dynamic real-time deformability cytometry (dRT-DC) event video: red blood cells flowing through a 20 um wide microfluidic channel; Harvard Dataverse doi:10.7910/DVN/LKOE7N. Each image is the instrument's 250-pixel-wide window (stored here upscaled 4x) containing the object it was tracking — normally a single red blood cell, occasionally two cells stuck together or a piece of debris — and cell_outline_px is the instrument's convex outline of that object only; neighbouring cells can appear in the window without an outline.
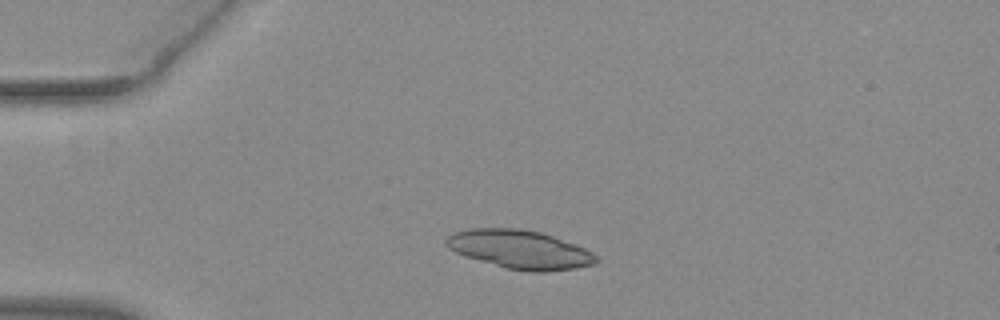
{"species": "common noctule bat (a hibernating species)", "species_latin": "Nyctalus noctula", "temperature_condition": "warm", "stored_images_in_passage": 47, "camera_frame_rate_fps": 3000, "um_per_image_px": 0.085, "animal": {"sex": "female", "body_mass_g": 29.2, "forearm_length_mm": 56.3}, "frame": {"image": 1, "passage_image": 8, "time_ms": 2.333, "image_size_px": [1000, 320], "cell_outline_px": [[600, 260], [596, 264], [576, 268], [544, 272], [532, 272], [504, 268], [464, 256], [448, 248], [444, 244], [444, 240], [452, 232], [468, 228], [520, 228], [540, 232], [552, 236], [584, 248], [592, 252]], "centroid_in_image_um": [44.15, 21.2], "position_along_channel_um": 40.9, "area_um2": 33.99}}